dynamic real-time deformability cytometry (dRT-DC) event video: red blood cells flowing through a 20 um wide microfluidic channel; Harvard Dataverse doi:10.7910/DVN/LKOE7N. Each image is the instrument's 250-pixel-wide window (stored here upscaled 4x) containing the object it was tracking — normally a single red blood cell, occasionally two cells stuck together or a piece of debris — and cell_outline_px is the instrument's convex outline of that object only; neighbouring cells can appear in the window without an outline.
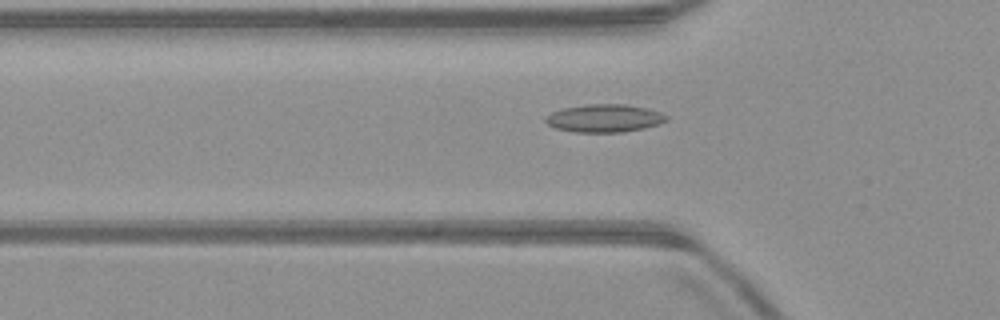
{"species": "common noctule bat (a hibernating species)", "species_latin": "Nyctalus noctula", "temperature_condition": "warm", "stored_images_in_passage": 39, "camera_frame_rate_fps": 3000, "um_per_image_px": 0.085, "animal": {"sex": "male", "body_mass_g": 23.1, "forearm_length_mm": 52.7}, "frame": {"image": 1, "passage_image": 5, "time_ms": 1.333, "image_size_px": [1000, 320], "cell_outline_px": [[668, 120], [660, 124], [644, 128], [624, 132], [572, 132], [556, 128], [548, 124], [544, 120], [544, 116], [552, 112], [564, 108], [588, 104], [624, 104], [648, 108], [660, 112], [668, 116]], "centroid_in_image_um": [51.39, 10.05], "position_along_channel_um": 74.4, "area_um2": 19.77}}
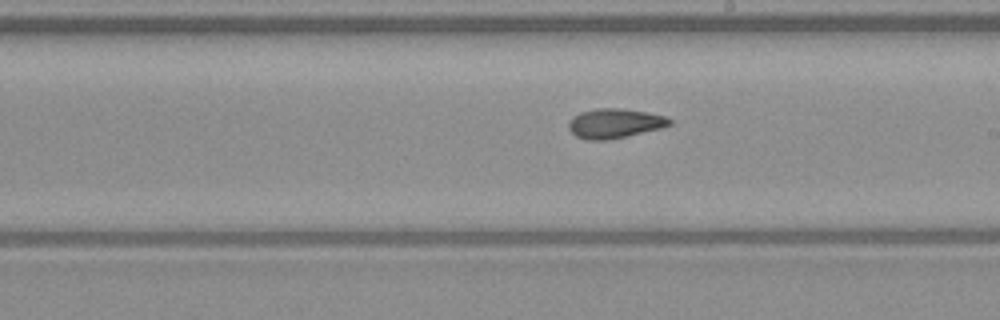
{"frame": {"image": 2, "passage_image": 17, "time_ms": 5.333, "image_size_px": [1000, 320], "cell_outline_px": [[672, 124], [660, 128], [608, 140], [588, 140], [576, 136], [568, 128], [568, 120], [572, 116], [580, 112], [596, 108], [620, 108], [648, 112], [664, 116], [672, 120]], "centroid_in_image_um": [52.21, 10.47], "position_along_channel_um": 236.8, "area_um2": 17.4}}
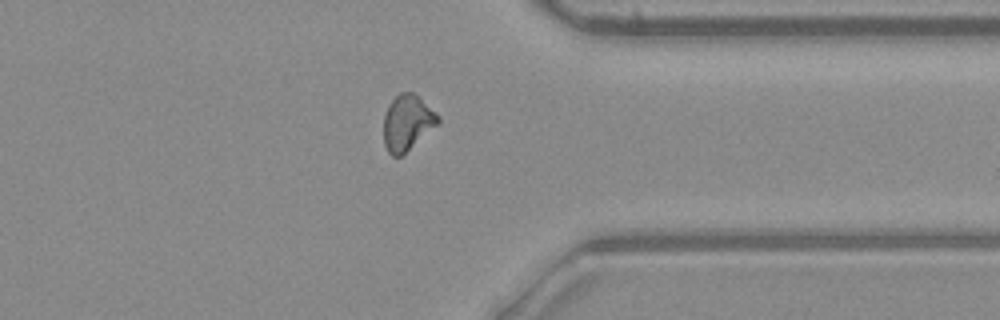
{"frame": {"image": 3, "passage_image": 28, "time_ms": 9.0, "image_size_px": [1000, 320], "cell_outline_px": [[440, 124], [400, 156], [392, 156], [388, 152], [384, 144], [384, 116], [388, 104], [400, 92], [412, 92], [420, 96], [440, 116]], "centroid_in_image_um": [34.65, 10.4], "position_along_channel_um": 376.8, "area_um2": 17.8}, "authors_computed_cell_mechanics": {"area_um2": 17.051, "velocity_mm_per_s": 4.0328, "shape_relaxation_time_tau1_ms": null, "shape_relaxation_time_tau2_ms": 3.2536, "deformation_change_tau1": null, "deformation_change_tau2": 0.1}}